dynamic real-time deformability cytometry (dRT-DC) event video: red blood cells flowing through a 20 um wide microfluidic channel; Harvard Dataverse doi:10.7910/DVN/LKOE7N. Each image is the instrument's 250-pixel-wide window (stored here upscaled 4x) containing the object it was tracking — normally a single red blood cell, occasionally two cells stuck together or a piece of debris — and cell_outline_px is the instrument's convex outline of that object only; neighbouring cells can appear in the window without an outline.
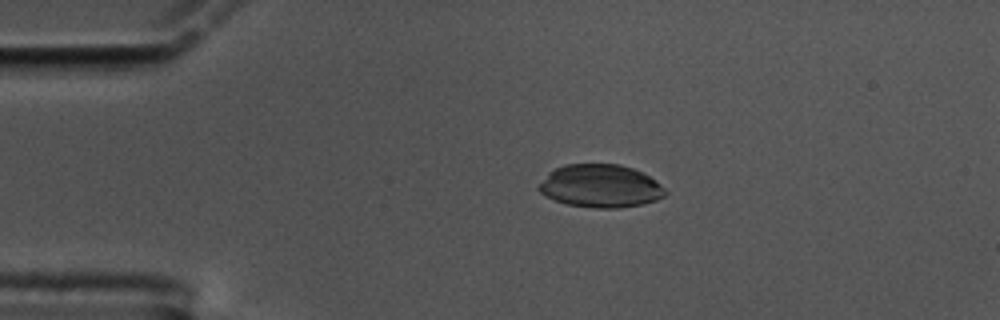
{"species": "common noctule bat (a hibernating species)", "species_latin": "Nyctalus noctula", "temperature_condition": "cold", "stored_images_in_passage": 58, "camera_frame_rate_fps": 3000, "um_per_image_px": 0.085, "animal": {"sex": "male", "body_mass_g": 17.5, "forearm_length_mm": 52.3}, "frame": {"image": 1, "passage_image": 12, "time_ms": 3.667, "image_size_px": [1000, 320], "cell_outline_px": [[668, 192], [664, 196], [656, 200], [640, 204], [620, 208], [596, 208], [568, 204], [544, 196], [536, 188], [548, 172], [564, 164], [620, 164], [632, 168], [656, 180]], "centroid_in_image_um": [51.02, 15.81], "position_along_channel_um": 34.0, "area_um2": 31.62}}
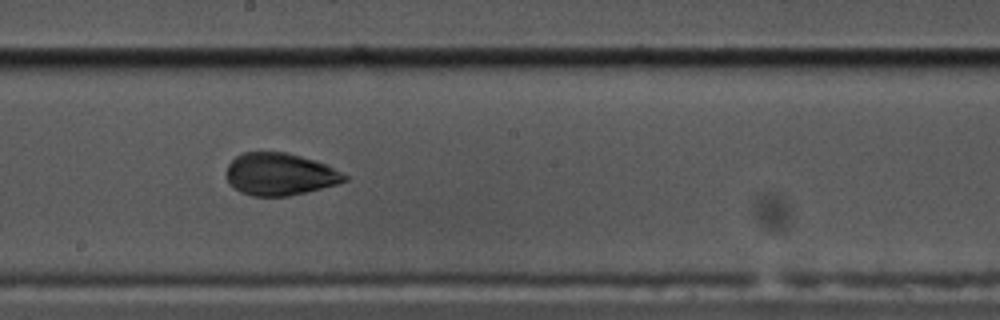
{"frame": {"image": 2, "passage_image": 32, "time_ms": 10.333, "image_size_px": [1000, 320], "cell_outline_px": [[348, 180], [336, 184], [288, 196], [252, 196], [240, 192], [232, 188], [228, 184], [228, 164], [236, 156], [244, 152], [288, 152], [316, 160], [348, 176]], "centroid_in_image_um": [23.76, 14.8], "position_along_channel_um": 224.4, "area_um2": 28.96}}
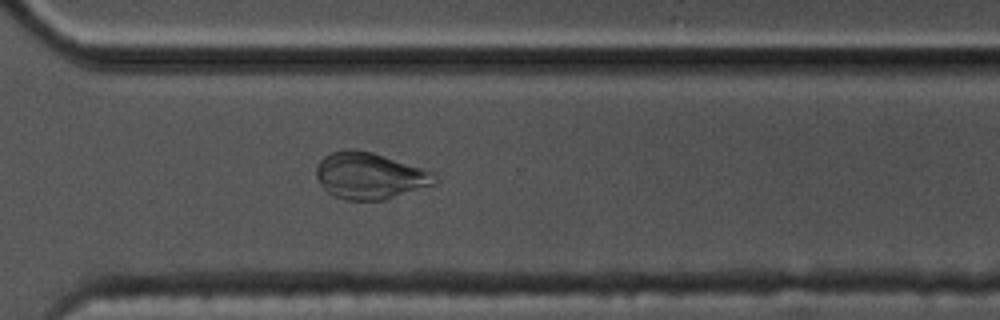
{"frame": {"image": 3, "passage_image": 42, "time_ms": 13.667, "image_size_px": [1000, 320], "cell_outline_px": [[440, 180], [436, 184], [384, 200], [344, 200], [328, 192], [320, 184], [316, 176], [316, 168], [320, 160], [324, 156], [332, 152], [348, 148], [356, 148], [372, 152], [436, 172]], "centroid_in_image_um": [31.47, 14.93], "position_along_channel_um": 339.1, "area_um2": 32.48}}